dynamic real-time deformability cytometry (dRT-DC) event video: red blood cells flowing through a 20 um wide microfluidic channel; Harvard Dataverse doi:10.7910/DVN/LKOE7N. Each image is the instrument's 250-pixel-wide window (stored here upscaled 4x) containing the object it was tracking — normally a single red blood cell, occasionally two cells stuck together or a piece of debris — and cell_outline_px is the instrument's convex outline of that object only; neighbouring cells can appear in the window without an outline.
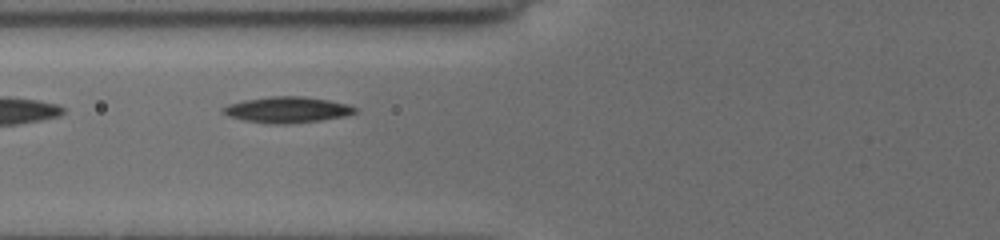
{"species": "common noctule bat (a hibernating species)", "species_latin": "Nyctalus noctula", "temperature_condition": "cold", "stored_images_in_passage": 4, "camera_frame_rate_fps": 3000, "um_per_image_px": 0.085, "animal": {"sex": "female", "body_mass_g": 19.5, "forearm_length_mm": 54.1}, "frame": {"image": 1, "passage_image": 3, "time_ms": 1.667, "image_size_px": [1000, 240], "cell_outline_px": [[356, 112], [344, 116], [320, 120], [288, 124], [272, 124], [244, 120], [228, 116], [220, 108], [228, 104], [244, 100], [268, 96], [304, 96], [328, 100], [348, 104], [356, 108]], "centroid_in_image_um": [24.39, 9.32], "position_along_channel_um": 101.4, "area_um2": 19.94}}
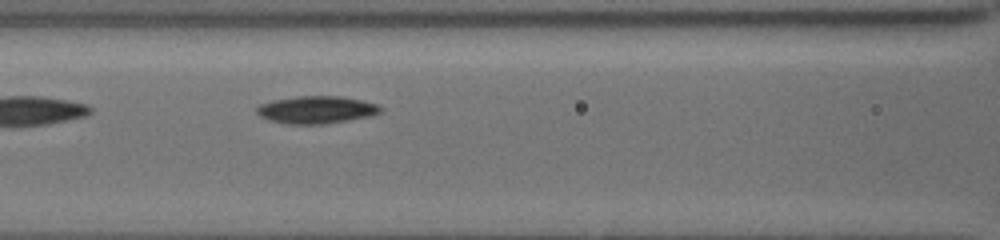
{"frame": {"image": 2, "passage_image": 4, "time_ms": 2.667, "image_size_px": [1000, 240], "cell_outline_px": [[384, 108], [380, 112], [372, 116], [324, 124], [284, 124], [268, 120], [260, 116], [256, 112], [256, 108], [260, 104], [272, 100], [296, 96], [340, 96], [360, 100], [376, 104]], "centroid_in_image_um": [26.87, 9.33], "position_along_channel_um": 139.7, "area_um2": 19.94}}